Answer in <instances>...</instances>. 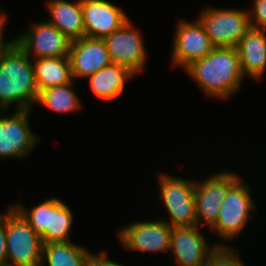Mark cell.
Returning <instances> with one entry per match:
<instances>
[{
  "label": "cell",
  "mask_w": 266,
  "mask_h": 266,
  "mask_svg": "<svg viewBox=\"0 0 266 266\" xmlns=\"http://www.w3.org/2000/svg\"><path fill=\"white\" fill-rule=\"evenodd\" d=\"M139 30L128 19L120 28L103 40L106 43L112 63L127 67L135 75L146 65L147 51Z\"/></svg>",
  "instance_id": "cell-9"
},
{
  "label": "cell",
  "mask_w": 266,
  "mask_h": 266,
  "mask_svg": "<svg viewBox=\"0 0 266 266\" xmlns=\"http://www.w3.org/2000/svg\"><path fill=\"white\" fill-rule=\"evenodd\" d=\"M172 227L160 220H143L131 223L118 231V238L125 249L141 252H168Z\"/></svg>",
  "instance_id": "cell-12"
},
{
  "label": "cell",
  "mask_w": 266,
  "mask_h": 266,
  "mask_svg": "<svg viewBox=\"0 0 266 266\" xmlns=\"http://www.w3.org/2000/svg\"><path fill=\"white\" fill-rule=\"evenodd\" d=\"M184 70L205 95L222 100L236 93L245 77L236 47H215L207 56L192 62Z\"/></svg>",
  "instance_id": "cell-1"
},
{
  "label": "cell",
  "mask_w": 266,
  "mask_h": 266,
  "mask_svg": "<svg viewBox=\"0 0 266 266\" xmlns=\"http://www.w3.org/2000/svg\"><path fill=\"white\" fill-rule=\"evenodd\" d=\"M107 256L108 254L105 251L99 254L93 253L89 258L88 266H125L116 261H111Z\"/></svg>",
  "instance_id": "cell-27"
},
{
  "label": "cell",
  "mask_w": 266,
  "mask_h": 266,
  "mask_svg": "<svg viewBox=\"0 0 266 266\" xmlns=\"http://www.w3.org/2000/svg\"><path fill=\"white\" fill-rule=\"evenodd\" d=\"M136 76L127 67L110 63L88 77L92 92L102 100L118 98L124 91L126 81Z\"/></svg>",
  "instance_id": "cell-18"
},
{
  "label": "cell",
  "mask_w": 266,
  "mask_h": 266,
  "mask_svg": "<svg viewBox=\"0 0 266 266\" xmlns=\"http://www.w3.org/2000/svg\"><path fill=\"white\" fill-rule=\"evenodd\" d=\"M176 24L171 64L185 69L207 56L215 46L198 19L195 22L181 19Z\"/></svg>",
  "instance_id": "cell-10"
},
{
  "label": "cell",
  "mask_w": 266,
  "mask_h": 266,
  "mask_svg": "<svg viewBox=\"0 0 266 266\" xmlns=\"http://www.w3.org/2000/svg\"><path fill=\"white\" fill-rule=\"evenodd\" d=\"M50 19L47 21L58 28L71 41L85 36V25L81 0L68 2L66 0H50L47 2Z\"/></svg>",
  "instance_id": "cell-17"
},
{
  "label": "cell",
  "mask_w": 266,
  "mask_h": 266,
  "mask_svg": "<svg viewBox=\"0 0 266 266\" xmlns=\"http://www.w3.org/2000/svg\"><path fill=\"white\" fill-rule=\"evenodd\" d=\"M253 3L254 9H248L250 26L266 30V0H254Z\"/></svg>",
  "instance_id": "cell-25"
},
{
  "label": "cell",
  "mask_w": 266,
  "mask_h": 266,
  "mask_svg": "<svg viewBox=\"0 0 266 266\" xmlns=\"http://www.w3.org/2000/svg\"><path fill=\"white\" fill-rule=\"evenodd\" d=\"M0 266H10L9 264H0Z\"/></svg>",
  "instance_id": "cell-29"
},
{
  "label": "cell",
  "mask_w": 266,
  "mask_h": 266,
  "mask_svg": "<svg viewBox=\"0 0 266 266\" xmlns=\"http://www.w3.org/2000/svg\"><path fill=\"white\" fill-rule=\"evenodd\" d=\"M14 205L39 236L47 230L50 220V198L31 209H26L21 203Z\"/></svg>",
  "instance_id": "cell-23"
},
{
  "label": "cell",
  "mask_w": 266,
  "mask_h": 266,
  "mask_svg": "<svg viewBox=\"0 0 266 266\" xmlns=\"http://www.w3.org/2000/svg\"><path fill=\"white\" fill-rule=\"evenodd\" d=\"M6 211L7 264L41 266L43 240L14 207Z\"/></svg>",
  "instance_id": "cell-3"
},
{
  "label": "cell",
  "mask_w": 266,
  "mask_h": 266,
  "mask_svg": "<svg viewBox=\"0 0 266 266\" xmlns=\"http://www.w3.org/2000/svg\"><path fill=\"white\" fill-rule=\"evenodd\" d=\"M239 179L240 176L232 171H222L211 174L201 182L195 180L194 200L198 227L201 228L205 223L211 229L216 224L221 205L229 189Z\"/></svg>",
  "instance_id": "cell-7"
},
{
  "label": "cell",
  "mask_w": 266,
  "mask_h": 266,
  "mask_svg": "<svg viewBox=\"0 0 266 266\" xmlns=\"http://www.w3.org/2000/svg\"><path fill=\"white\" fill-rule=\"evenodd\" d=\"M6 13L2 12L0 14V59L4 55V53L12 46V44L15 42V38L12 40L5 41L3 38L4 33V27L6 23Z\"/></svg>",
  "instance_id": "cell-28"
},
{
  "label": "cell",
  "mask_w": 266,
  "mask_h": 266,
  "mask_svg": "<svg viewBox=\"0 0 266 266\" xmlns=\"http://www.w3.org/2000/svg\"><path fill=\"white\" fill-rule=\"evenodd\" d=\"M229 246L218 245L210 254L205 266H246L240 259V255Z\"/></svg>",
  "instance_id": "cell-24"
},
{
  "label": "cell",
  "mask_w": 266,
  "mask_h": 266,
  "mask_svg": "<svg viewBox=\"0 0 266 266\" xmlns=\"http://www.w3.org/2000/svg\"><path fill=\"white\" fill-rule=\"evenodd\" d=\"M38 91L73 81L69 57L33 58Z\"/></svg>",
  "instance_id": "cell-19"
},
{
  "label": "cell",
  "mask_w": 266,
  "mask_h": 266,
  "mask_svg": "<svg viewBox=\"0 0 266 266\" xmlns=\"http://www.w3.org/2000/svg\"><path fill=\"white\" fill-rule=\"evenodd\" d=\"M161 199L169 213L171 227L197 226L195 213V179H182L167 173L159 174Z\"/></svg>",
  "instance_id": "cell-6"
},
{
  "label": "cell",
  "mask_w": 266,
  "mask_h": 266,
  "mask_svg": "<svg viewBox=\"0 0 266 266\" xmlns=\"http://www.w3.org/2000/svg\"><path fill=\"white\" fill-rule=\"evenodd\" d=\"M198 226L172 227L170 236V251L173 252L174 263L179 266H205L210 254L218 245L211 244L204 238Z\"/></svg>",
  "instance_id": "cell-13"
},
{
  "label": "cell",
  "mask_w": 266,
  "mask_h": 266,
  "mask_svg": "<svg viewBox=\"0 0 266 266\" xmlns=\"http://www.w3.org/2000/svg\"><path fill=\"white\" fill-rule=\"evenodd\" d=\"M7 111L0 110V158L25 159L41 139L30 128V110L15 109L10 116Z\"/></svg>",
  "instance_id": "cell-8"
},
{
  "label": "cell",
  "mask_w": 266,
  "mask_h": 266,
  "mask_svg": "<svg viewBox=\"0 0 266 266\" xmlns=\"http://www.w3.org/2000/svg\"><path fill=\"white\" fill-rule=\"evenodd\" d=\"M23 33L15 38V42L28 56L69 57L72 41L47 20L34 23Z\"/></svg>",
  "instance_id": "cell-11"
},
{
  "label": "cell",
  "mask_w": 266,
  "mask_h": 266,
  "mask_svg": "<svg viewBox=\"0 0 266 266\" xmlns=\"http://www.w3.org/2000/svg\"><path fill=\"white\" fill-rule=\"evenodd\" d=\"M91 255L88 249L71 241L44 243L41 266L45 261L48 266H88Z\"/></svg>",
  "instance_id": "cell-20"
},
{
  "label": "cell",
  "mask_w": 266,
  "mask_h": 266,
  "mask_svg": "<svg viewBox=\"0 0 266 266\" xmlns=\"http://www.w3.org/2000/svg\"><path fill=\"white\" fill-rule=\"evenodd\" d=\"M85 36L104 39L129 17L121 7L107 0H81Z\"/></svg>",
  "instance_id": "cell-14"
},
{
  "label": "cell",
  "mask_w": 266,
  "mask_h": 266,
  "mask_svg": "<svg viewBox=\"0 0 266 266\" xmlns=\"http://www.w3.org/2000/svg\"><path fill=\"white\" fill-rule=\"evenodd\" d=\"M266 30L250 28L236 46L245 77L260 80L266 70Z\"/></svg>",
  "instance_id": "cell-16"
},
{
  "label": "cell",
  "mask_w": 266,
  "mask_h": 266,
  "mask_svg": "<svg viewBox=\"0 0 266 266\" xmlns=\"http://www.w3.org/2000/svg\"><path fill=\"white\" fill-rule=\"evenodd\" d=\"M72 222L73 213L68 205L58 198H50V220L47 230L41 235L43 243L71 241Z\"/></svg>",
  "instance_id": "cell-22"
},
{
  "label": "cell",
  "mask_w": 266,
  "mask_h": 266,
  "mask_svg": "<svg viewBox=\"0 0 266 266\" xmlns=\"http://www.w3.org/2000/svg\"><path fill=\"white\" fill-rule=\"evenodd\" d=\"M198 20L215 47H236L251 28L248 10L205 7Z\"/></svg>",
  "instance_id": "cell-5"
},
{
  "label": "cell",
  "mask_w": 266,
  "mask_h": 266,
  "mask_svg": "<svg viewBox=\"0 0 266 266\" xmlns=\"http://www.w3.org/2000/svg\"><path fill=\"white\" fill-rule=\"evenodd\" d=\"M72 84H74L73 81L69 84L52 86L41 90L37 103L58 114H72L79 111L82 104Z\"/></svg>",
  "instance_id": "cell-21"
},
{
  "label": "cell",
  "mask_w": 266,
  "mask_h": 266,
  "mask_svg": "<svg viewBox=\"0 0 266 266\" xmlns=\"http://www.w3.org/2000/svg\"><path fill=\"white\" fill-rule=\"evenodd\" d=\"M69 59L73 80L88 78L112 63L105 41L86 36L72 41Z\"/></svg>",
  "instance_id": "cell-15"
},
{
  "label": "cell",
  "mask_w": 266,
  "mask_h": 266,
  "mask_svg": "<svg viewBox=\"0 0 266 266\" xmlns=\"http://www.w3.org/2000/svg\"><path fill=\"white\" fill-rule=\"evenodd\" d=\"M14 42L0 59V110L16 104V110H31L38 100L33 62Z\"/></svg>",
  "instance_id": "cell-2"
},
{
  "label": "cell",
  "mask_w": 266,
  "mask_h": 266,
  "mask_svg": "<svg viewBox=\"0 0 266 266\" xmlns=\"http://www.w3.org/2000/svg\"><path fill=\"white\" fill-rule=\"evenodd\" d=\"M0 264H7L6 213L0 214Z\"/></svg>",
  "instance_id": "cell-26"
},
{
  "label": "cell",
  "mask_w": 266,
  "mask_h": 266,
  "mask_svg": "<svg viewBox=\"0 0 266 266\" xmlns=\"http://www.w3.org/2000/svg\"><path fill=\"white\" fill-rule=\"evenodd\" d=\"M243 179H239L228 191L221 205L216 224L210 229L218 239L234 240L242 233L246 223L253 219V211L257 209L252 201L250 187Z\"/></svg>",
  "instance_id": "cell-4"
}]
</instances>
